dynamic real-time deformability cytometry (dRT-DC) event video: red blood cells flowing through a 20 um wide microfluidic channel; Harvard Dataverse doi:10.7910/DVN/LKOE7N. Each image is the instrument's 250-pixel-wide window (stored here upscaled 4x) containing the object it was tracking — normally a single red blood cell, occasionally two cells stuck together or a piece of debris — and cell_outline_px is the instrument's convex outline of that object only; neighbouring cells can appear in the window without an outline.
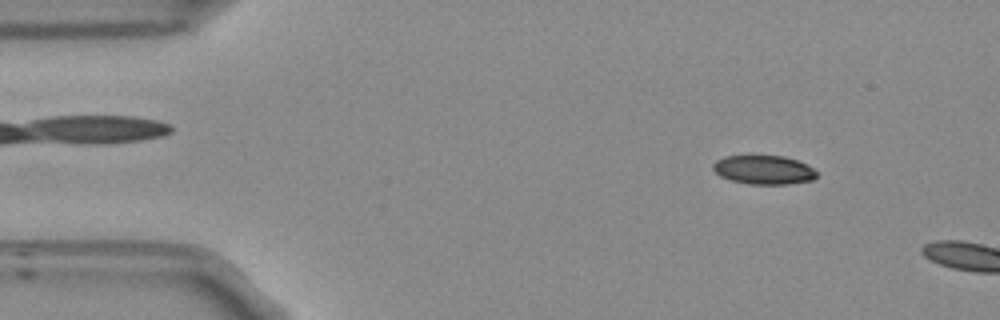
{"species": "Egyptian fruit bat (a non-hibernating species)", "species_latin": "Rousettus aegyptiacus", "temperature_condition": "room temperature", "stored_images_in_passage": 10, "camera_frame_rate_fps": 3000, "um_per_image_px": 0.085, "frame": {"image": 1, "passage_image": 7, "time_ms": 2.0, "image_size_px": [1000, 320], "cell_outline_px": [[820, 172], [812, 180], [788, 184], [748, 184], [732, 180], [720, 176], [712, 168], [712, 164], [716, 160], [724, 156], [784, 156], [808, 164]], "centroid_in_image_um": [64.95, 14.43], "position_along_channel_um": 20.1, "area_um2": 17.57}}